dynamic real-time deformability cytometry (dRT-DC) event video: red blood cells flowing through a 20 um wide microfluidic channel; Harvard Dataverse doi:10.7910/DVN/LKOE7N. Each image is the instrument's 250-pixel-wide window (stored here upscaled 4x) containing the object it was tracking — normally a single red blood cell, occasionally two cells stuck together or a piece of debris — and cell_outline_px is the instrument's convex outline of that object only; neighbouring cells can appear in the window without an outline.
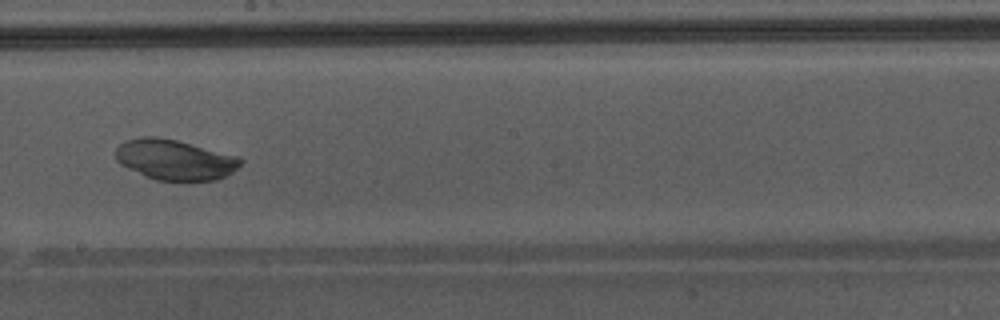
{"species": "Egyptian fruit bat (a non-hibernating species)", "species_latin": "Rousettus aegyptiacus", "temperature_condition": "warm", "stored_images_in_passage": 46, "camera_frame_rate_fps": 3000, "um_per_image_px": 0.085, "animal": {"sex": "male"}, "frame": {"image": 1, "passage_image": 27, "time_ms": 8.667, "image_size_px": [1000, 320], "cell_outline_px": [[244, 160], [232, 172], [216, 180], [180, 184], [156, 180], [144, 176], [120, 164], [116, 160], [116, 148], [124, 140], [140, 136], [156, 136], [176, 140], [240, 156]], "centroid_in_image_um": [14.86, 13.61], "position_along_channel_um": 233.3, "area_um2": 30.29}}